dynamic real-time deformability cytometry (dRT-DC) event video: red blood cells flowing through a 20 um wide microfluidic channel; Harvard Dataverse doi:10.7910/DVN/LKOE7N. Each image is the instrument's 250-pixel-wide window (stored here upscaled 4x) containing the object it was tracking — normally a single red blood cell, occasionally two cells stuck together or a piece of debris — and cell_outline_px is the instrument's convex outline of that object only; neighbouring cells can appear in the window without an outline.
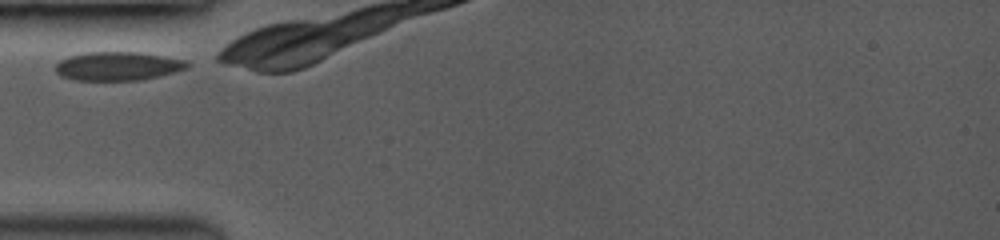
{"species": "common noctule bat (a hibernating species)", "species_latin": "Nyctalus noctula", "temperature_condition": "room temperature", "stored_images_in_passage": 7, "camera_frame_rate_fps": 3500, "um_per_image_px": 0.085, "animal": {"sex": "female", "body_mass_g": 19.0, "forearm_length_mm": 53.3}, "frame": {"image": 1, "passage_image": 1, "time_ms": 0.0, "image_size_px": [1000, 240], "cell_outline_px": [[192, 64], [188, 68], [140, 80], [76, 80], [64, 76], [56, 72], [56, 64], [60, 60], [68, 56], [88, 52], [140, 52], [188, 60]], "centroid_in_image_um": [10.05, 5.61], "position_along_channel_um": 74.9, "area_um2": 21.91}}